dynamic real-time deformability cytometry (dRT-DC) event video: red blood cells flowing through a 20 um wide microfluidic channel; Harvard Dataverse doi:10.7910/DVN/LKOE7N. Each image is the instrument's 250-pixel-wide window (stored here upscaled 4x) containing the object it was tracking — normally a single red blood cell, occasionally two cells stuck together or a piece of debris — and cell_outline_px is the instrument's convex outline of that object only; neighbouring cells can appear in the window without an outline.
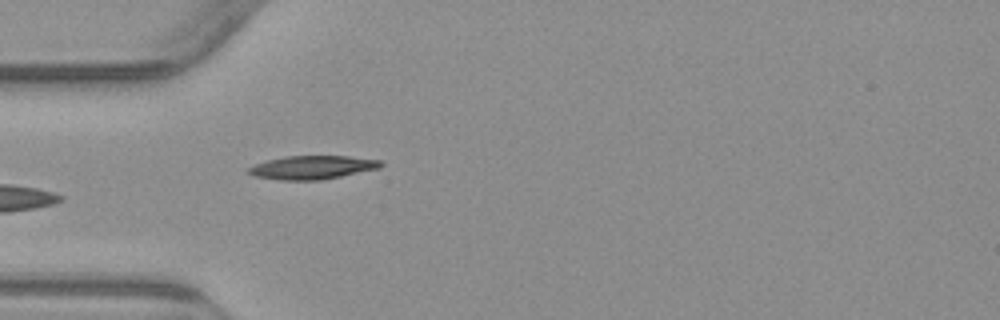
{"species": "common noctule bat (a hibernating species)", "species_latin": "Nyctalus noctula", "temperature_condition": "warm", "stored_images_in_passage": 4, "camera_frame_rate_fps": 3000, "um_per_image_px": 0.085, "animal": {"sex": "male", "body_mass_g": 23.1, "forearm_length_mm": 52.7}, "frame": {"image": 1, "passage_image": 4, "time_ms": 3.667, "image_size_px": [1000, 320], "cell_outline_px": [[384, 164], [380, 168], [320, 180], [280, 180], [252, 176], [248, 172], [248, 168], [256, 164], [268, 160], [284, 156], [348, 156], [380, 160]], "centroid_in_image_um": [26.54, 14.23], "position_along_channel_um": 58.5, "area_um2": 18.03}}